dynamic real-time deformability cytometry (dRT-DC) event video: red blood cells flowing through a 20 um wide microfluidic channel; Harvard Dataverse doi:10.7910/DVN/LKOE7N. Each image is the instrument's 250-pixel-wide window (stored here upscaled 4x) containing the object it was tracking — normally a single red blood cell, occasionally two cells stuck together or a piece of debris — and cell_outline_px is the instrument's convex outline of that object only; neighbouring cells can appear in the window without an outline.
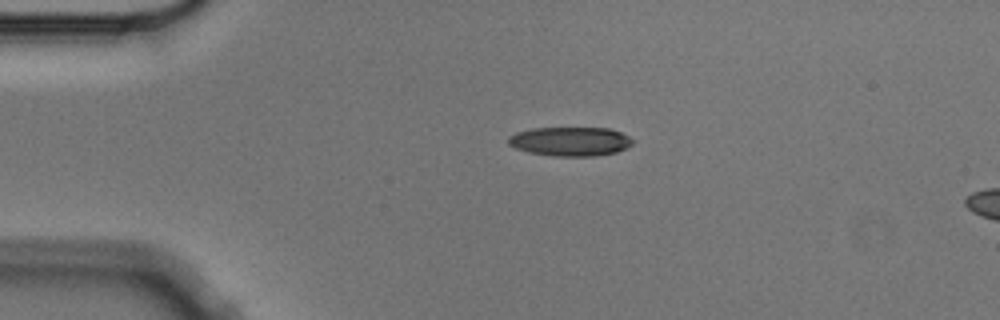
{"species": "Egyptian fruit bat (a non-hibernating species)", "species_latin": "Rousettus aegyptiacus", "temperature_condition": "cold", "stored_images_in_passage": 3, "segment_of_instrument_passage": [1, 2], "camera_frame_rate_fps": 3000, "um_per_image_px": 0.085, "animal": {"sex": "male"}, "frame": {"image": 1, "passage_image": 1, "time_ms": 0.0, "image_size_px": [1000, 320], "cell_outline_px": [[636, 140], [628, 148], [616, 152], [596, 156], [552, 156], [528, 152], [516, 148], [508, 144], [508, 136], [516, 132], [532, 128], [608, 128], [620, 132]], "centroid_in_image_um": [48.49, 12.02], "position_along_channel_um": 36.5, "area_um2": 21.27}}